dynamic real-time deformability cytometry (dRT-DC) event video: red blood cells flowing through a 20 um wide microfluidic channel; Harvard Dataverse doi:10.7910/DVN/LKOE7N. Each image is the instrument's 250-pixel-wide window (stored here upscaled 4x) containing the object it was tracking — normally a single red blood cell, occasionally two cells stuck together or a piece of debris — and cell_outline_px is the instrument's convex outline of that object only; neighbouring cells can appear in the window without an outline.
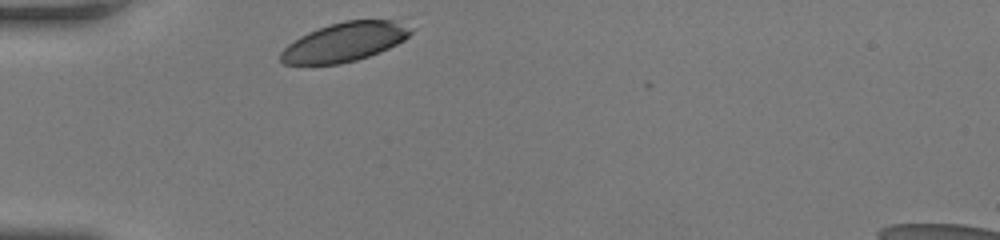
{"species": "human", "species_latin": "Homo sapiens", "temperature_condition": "room temperature", "stored_images_in_passage": 27, "camera_frame_rate_fps": 3000, "um_per_image_px": 0.085, "donor": {"sex": "female"}, "frame": {"image": 1, "passage_image": 1, "time_ms": 0.0, "image_size_px": [1000, 240], "cell_outline_px": [[416, 28], [404, 40], [380, 52], [356, 60], [340, 64], [284, 64], [280, 60], [280, 52], [288, 44], [300, 36], [308, 32], [344, 20], [392, 20]], "centroid_in_image_um": [29.31, 3.57], "position_along_channel_um": 55.7, "area_um2": 29.42}}
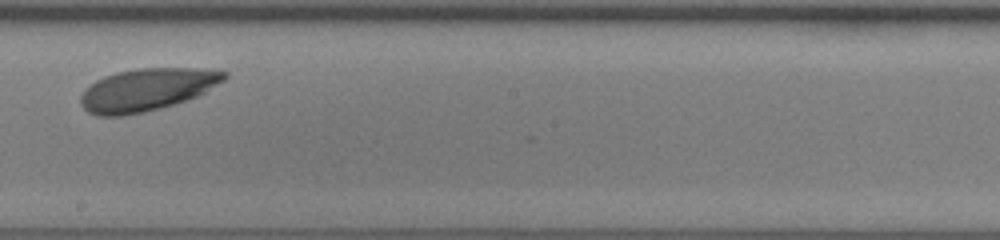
{"frame": {"image": 2, "passage_image": 16, "time_ms": 5.0, "image_size_px": [1000, 240], "cell_outline_px": [[228, 76], [224, 80], [204, 92], [196, 96], [160, 108], [144, 112], [120, 116], [96, 116], [88, 112], [80, 104], [80, 96], [96, 80], [104, 76], [116, 72], [140, 68], [200, 68], [228, 72]], "centroid_in_image_um": [12.47, 7.62], "position_along_channel_um": 235.7, "area_um2": 35.2}}
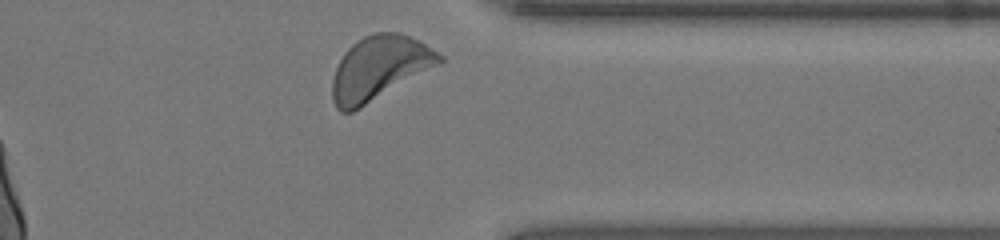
{"frame": {"image": 3, "passage_image": 27, "time_ms": 8.667, "image_size_px": [1000, 240], "cell_outline_px": [[444, 60], [440, 64], [360, 108], [352, 112], [340, 112], [336, 108], [332, 100], [332, 80], [336, 68], [344, 52], [352, 44], [364, 36], [372, 32], [400, 32], [420, 40], [444, 56]], "centroid_in_image_um": [32.24, 5.77], "position_along_channel_um": 379.2, "area_um2": 39.94}, "authors_computed_cell_mechanics": {"area_um2": 34.8534, "velocity_mm_per_s": 3.9878, "shape_relaxation_time_tau1_ms": 1.8365, "shape_relaxation_time_tau2_ms": null, "deformation_change_tau1": 0.107, "deformation_change_tau2": null}}